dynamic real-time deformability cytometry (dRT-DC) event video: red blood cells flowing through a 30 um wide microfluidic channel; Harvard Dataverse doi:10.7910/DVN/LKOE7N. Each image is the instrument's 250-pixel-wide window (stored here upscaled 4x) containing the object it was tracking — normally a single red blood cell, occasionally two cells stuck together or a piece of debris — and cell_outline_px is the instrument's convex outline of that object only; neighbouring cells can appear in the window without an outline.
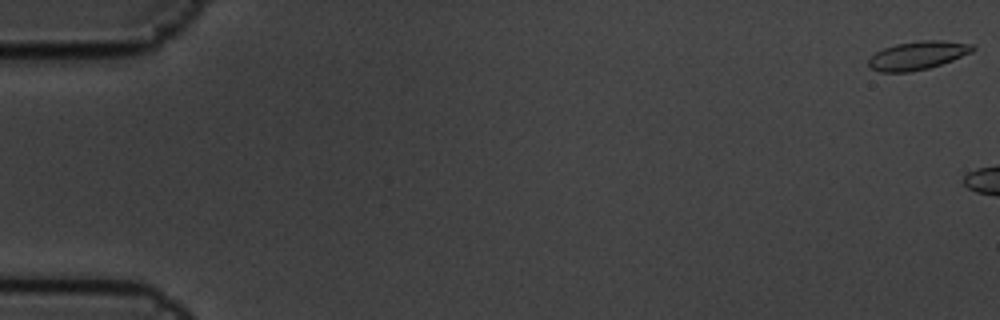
{"species": "common noctule bat (a hibernating species)", "species_latin": "Nyctalus noctula", "temperature_condition": "cold", "stored_images_in_passage": 3, "camera_frame_rate_fps": 3000, "um_per_image_px": 0.085, "animal": {"sex": "male", "body_mass_g": 19.5, "forearm_length_mm": 54.6}, "frame": {"image": 1, "passage_image": 1, "time_ms": 0.0, "image_size_px": [1000, 320], "cell_outline_px": [[976, 48], [972, 52], [952, 60], [928, 68], [908, 72], [880, 72], [868, 68], [868, 60], [876, 52], [884, 48], [896, 44], [920, 40], [940, 40], [976, 44]], "centroid_in_image_um": [78.01, 4.7], "position_along_channel_um": 7.0, "area_um2": 17.28}}